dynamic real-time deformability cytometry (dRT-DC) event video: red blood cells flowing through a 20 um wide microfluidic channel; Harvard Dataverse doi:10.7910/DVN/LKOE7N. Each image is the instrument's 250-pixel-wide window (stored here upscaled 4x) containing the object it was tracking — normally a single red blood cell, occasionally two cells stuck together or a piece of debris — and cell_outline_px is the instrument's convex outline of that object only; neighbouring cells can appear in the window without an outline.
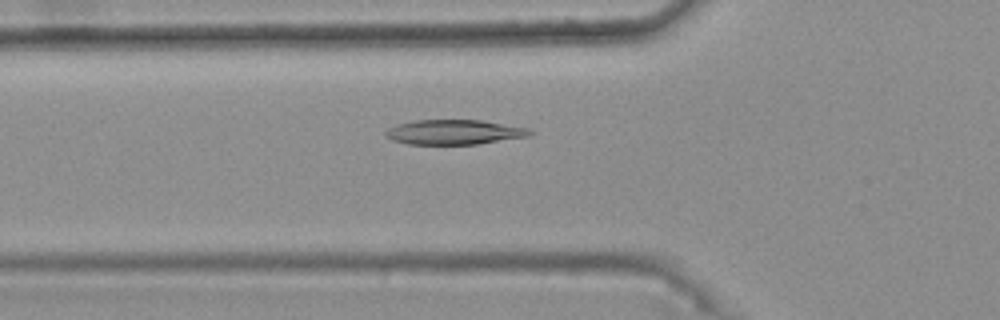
{"species": "common noctule bat (a hibernating species)", "species_latin": "Nyctalus noctula", "temperature_condition": "warm", "stored_images_in_passage": 43, "camera_frame_rate_fps": 3000, "um_per_image_px": 0.085, "animal": {"sex": "female", "body_mass_g": 25.1}, "frame": {"image": 1, "passage_image": 12, "time_ms": 3.667, "image_size_px": [1000, 320], "cell_outline_px": [[536, 132], [528, 136], [476, 144], [408, 144], [392, 140], [384, 136], [384, 132], [388, 128], [396, 124], [416, 120], [480, 120], [528, 128]], "centroid_in_image_um": [38.57, 11.23], "position_along_channel_um": 87.2, "area_um2": 20.81}}
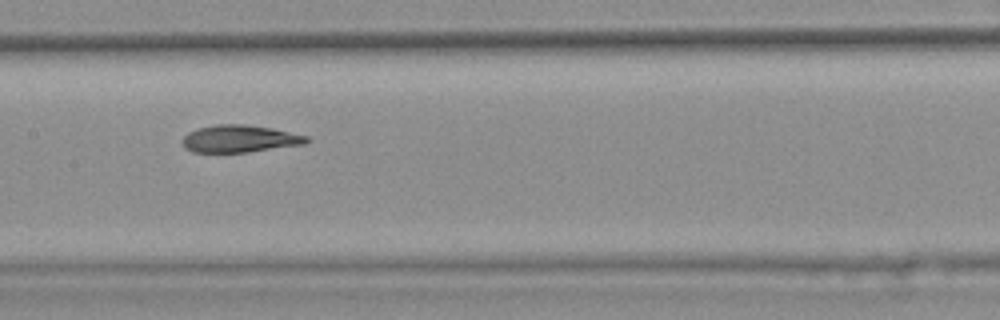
{"frame": {"image": 2, "passage_image": 20, "time_ms": 6.333, "image_size_px": [1000, 320], "cell_outline_px": [[312, 140], [304, 144], [248, 152], [192, 152], [184, 148], [180, 140], [188, 132], [200, 128], [216, 124], [244, 124], [272, 128], [308, 136]], "centroid_in_image_um": [20.36, 11.79], "position_along_channel_um": 187.0, "area_um2": 19.83}}
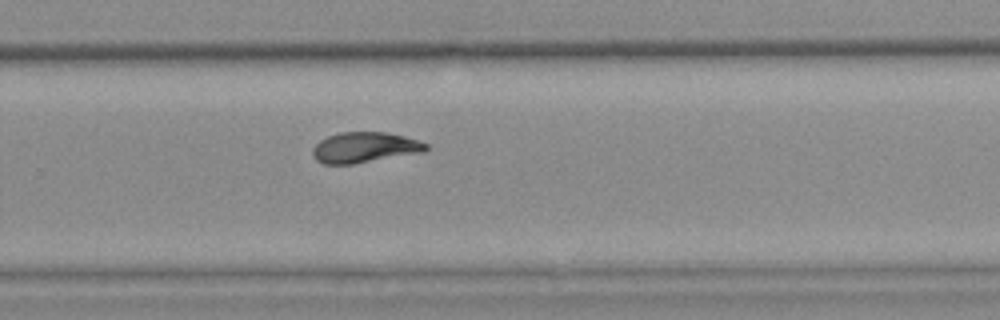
{"frame": {"image": 3, "passage_image": 29, "time_ms": 9.333, "image_size_px": [1000, 320], "cell_outline_px": [[428, 148], [424, 152], [352, 164], [324, 164], [316, 160], [312, 152], [312, 148], [320, 140], [328, 136], [340, 132], [388, 132], [404, 136], [428, 144]], "centroid_in_image_um": [30.98, 12.53], "position_along_channel_um": 298.8, "area_um2": 20.11}, "authors_computed_cell_mechanics": {"area_um2": 20.4034, "velocity_mm_per_s": 3.7382, "shape_relaxation_time_tau1_ms": null, "shape_relaxation_time_tau2_ms": 2.1062, "deformation_change_tau1": null, "deformation_change_tau2": 0.0838}}